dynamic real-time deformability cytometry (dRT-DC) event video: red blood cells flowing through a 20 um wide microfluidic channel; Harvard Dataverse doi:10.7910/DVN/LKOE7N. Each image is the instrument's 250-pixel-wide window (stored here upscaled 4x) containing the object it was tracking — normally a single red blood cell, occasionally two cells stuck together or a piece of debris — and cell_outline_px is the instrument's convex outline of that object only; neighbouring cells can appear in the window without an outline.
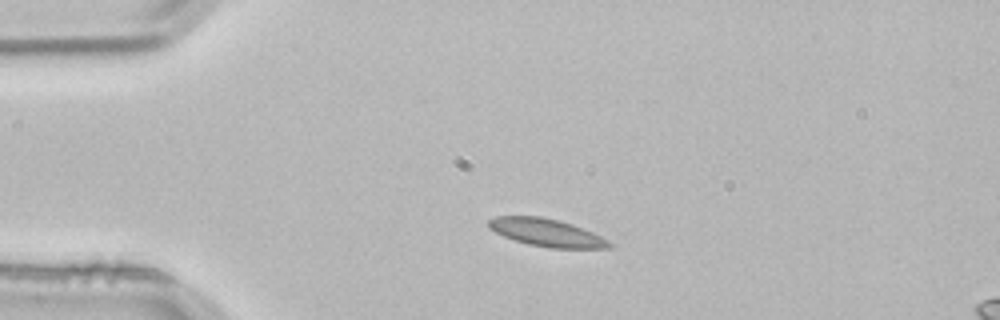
{"species": "common noctule bat (a hibernating species)", "species_latin": "Nyctalus noctula", "temperature_condition": "room temperature", "stored_images_in_passage": 2, "camera_frame_rate_fps": 3000, "um_per_image_px": 0.085, "animal": {"sex": "male", "body_mass_g": 21.5, "forearm_length_mm": 52.0}, "frame": {"image": 1, "passage_image": 1, "time_ms": 0.0, "image_size_px": [1000, 320], "cell_outline_px": [[616, 244], [612, 248], [548, 248], [528, 244], [504, 236], [488, 228], [488, 220], [496, 216], [540, 216], [560, 220], [572, 224], [592, 232]], "centroid_in_image_um": [46.49, 19.77], "position_along_channel_um": 38.5, "area_um2": 19.54}}